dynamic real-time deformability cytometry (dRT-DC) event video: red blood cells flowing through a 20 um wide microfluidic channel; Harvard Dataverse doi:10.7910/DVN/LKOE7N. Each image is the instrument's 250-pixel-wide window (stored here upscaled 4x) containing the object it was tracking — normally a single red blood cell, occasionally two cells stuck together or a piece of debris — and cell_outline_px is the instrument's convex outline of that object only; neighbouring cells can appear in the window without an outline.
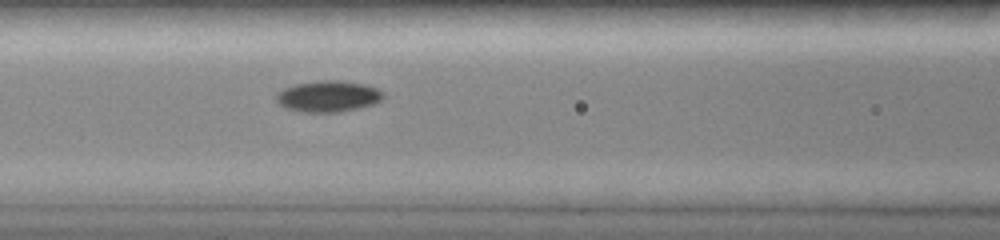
{"species": "common noctule bat (a hibernating species)", "species_latin": "Nyctalus noctula", "temperature_condition": "room temperature", "stored_images_in_passage": 9, "camera_frame_rate_fps": 3000, "um_per_image_px": 0.085, "animal": {"sex": "female", "body_mass_g": 19.0, "forearm_length_mm": 51.5}, "frame": {"image": 1, "passage_image": 9, "time_ms": 2.333, "image_size_px": [1000, 240], "cell_outline_px": [[384, 100], [360, 108], [340, 112], [300, 112], [284, 108], [276, 100], [276, 92], [284, 88], [296, 84], [320, 80], [336, 80], [364, 84], [376, 88], [384, 92]], "centroid_in_image_um": [27.89, 8.19], "position_along_channel_um": 138.7, "area_um2": 19.65}}